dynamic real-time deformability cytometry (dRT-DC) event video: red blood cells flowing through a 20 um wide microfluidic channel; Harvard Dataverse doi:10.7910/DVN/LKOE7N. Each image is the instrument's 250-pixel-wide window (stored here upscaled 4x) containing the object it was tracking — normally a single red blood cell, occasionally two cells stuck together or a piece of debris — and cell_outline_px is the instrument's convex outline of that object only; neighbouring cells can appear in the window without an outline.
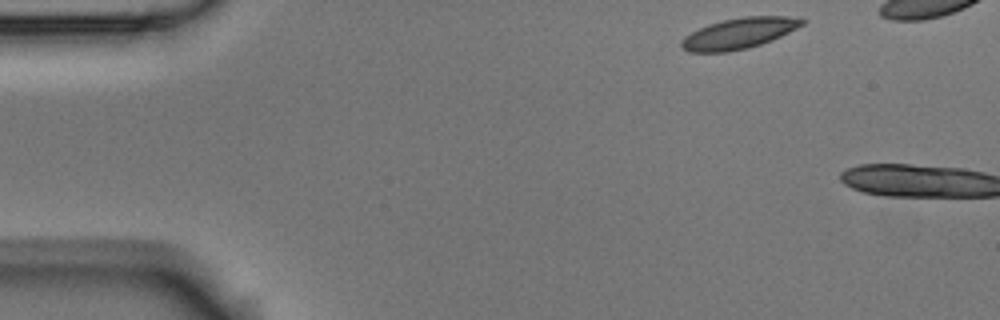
{"species": "Egyptian fruit bat (a non-hibernating species)", "species_latin": "Rousettus aegyptiacus", "temperature_condition": "room temperature", "stored_images_in_passage": 3, "camera_frame_rate_fps": 3000, "um_per_image_px": 0.085, "animal": {"sex": "male"}, "frame": {"image": 1, "passage_image": 1, "time_ms": 0.0, "image_size_px": [1000, 320], "cell_outline_px": [[804, 24], [772, 40], [748, 48], [728, 52], [688, 52], [680, 48], [680, 40], [684, 36], [708, 24], [724, 20], [744, 16], [788, 16], [804, 20]], "centroid_in_image_um": [62.75, 2.85], "position_along_channel_um": 22.2, "area_um2": 21.56}}